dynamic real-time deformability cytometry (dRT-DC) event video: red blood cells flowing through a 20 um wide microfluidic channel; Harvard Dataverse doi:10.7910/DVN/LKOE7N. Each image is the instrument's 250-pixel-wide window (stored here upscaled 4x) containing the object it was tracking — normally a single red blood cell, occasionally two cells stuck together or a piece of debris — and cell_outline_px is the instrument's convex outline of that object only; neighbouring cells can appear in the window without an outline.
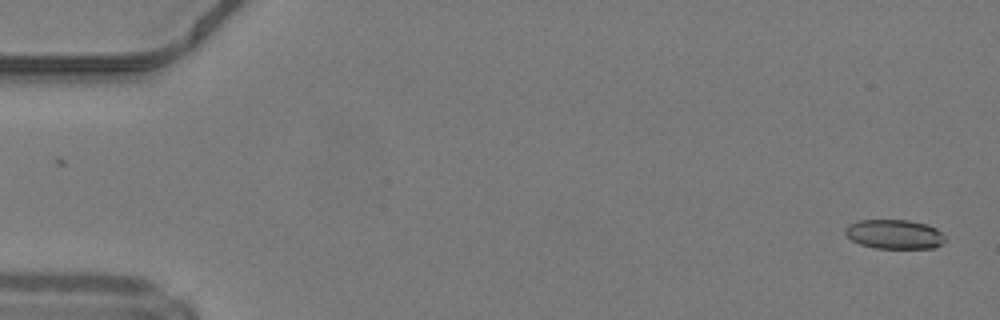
{"species": "common noctule bat (a hibernating species)", "species_latin": "Nyctalus noctula", "temperature_condition": "warm", "stored_images_in_passage": 9, "camera_frame_rate_fps": 3000, "um_per_image_px": 0.085, "animal": {"sex": "male", "body_mass_g": 19.2, "forearm_length_mm": 51.8}, "frame": {"image": 1, "passage_image": 1, "time_ms": 0.0, "image_size_px": [1000, 320], "cell_outline_px": [[944, 240], [940, 244], [932, 248], [876, 248], [860, 244], [852, 240], [844, 232], [844, 228], [848, 224], [860, 220], [908, 220], [928, 224], [936, 228], [944, 236]], "centroid_in_image_um": [76.0, 19.9], "position_along_channel_um": 9.0, "area_um2": 16.99}}